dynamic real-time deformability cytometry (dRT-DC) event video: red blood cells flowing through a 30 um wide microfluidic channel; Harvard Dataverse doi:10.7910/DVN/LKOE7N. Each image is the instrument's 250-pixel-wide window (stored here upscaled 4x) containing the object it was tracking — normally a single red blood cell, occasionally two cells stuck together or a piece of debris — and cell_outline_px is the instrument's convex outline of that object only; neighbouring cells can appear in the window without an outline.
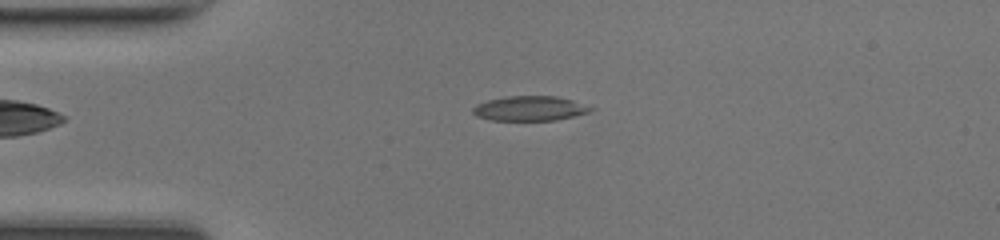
{"species": "common noctule bat (a hibernating species)", "species_latin": "Nyctalus noctula", "temperature_condition": "room temperature", "stored_images_in_passage": 47, "camera_frame_rate_fps": 3000, "um_per_image_px": 0.085, "animal": {"sex": "female", "body_mass_g": 17.0, "forearm_length_mm": 48.0}, "frame": {"image": 1, "passage_image": 11, "time_ms": 3.333, "image_size_px": [1000, 240], "cell_outline_px": [[596, 108], [588, 112], [556, 120], [488, 120], [476, 116], [472, 112], [472, 108], [476, 104], [488, 100], [504, 96], [556, 96], [572, 100]], "centroid_in_image_um": [44.99, 9.21], "position_along_channel_um": 40.0, "area_um2": 16.99}}
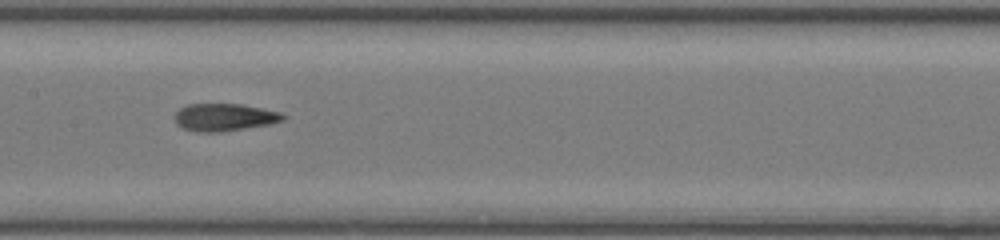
{"frame": {"image": 2, "passage_image": 23, "time_ms": 7.333, "image_size_px": [1000, 240], "cell_outline_px": [[288, 116], [284, 120], [268, 124], [220, 132], [196, 132], [184, 128], [176, 124], [176, 112], [180, 108], [188, 104], [240, 104], [280, 112]], "centroid_in_image_um": [19.07, 9.96], "position_along_channel_um": 188.3, "area_um2": 17.17}}
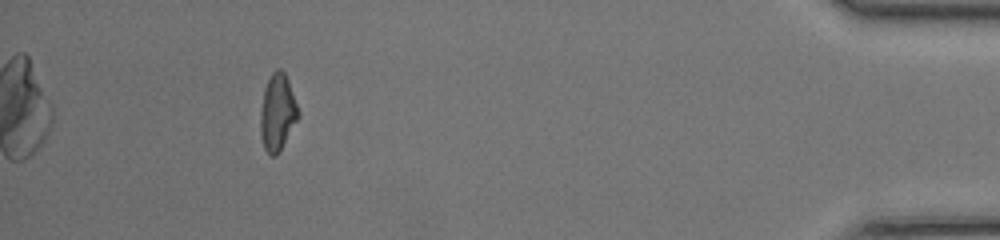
{"frame": {"image": 3, "passage_image": 43, "time_ms": 14.0, "image_size_px": [1000, 240], "cell_outline_px": [[300, 116], [276, 156], [272, 156], [264, 148], [260, 132], [260, 112], [264, 88], [272, 72], [276, 68], [280, 68], [284, 72], [288, 80], [300, 112]], "centroid_in_image_um": [23.59, 9.53], "position_along_channel_um": 411.6, "area_um2": 16.88}, "authors_computed_cell_mechanics": {"area_um2": 16.9932, "velocity_mm_per_s": 4.3575, "shape_relaxation_time_tau1_ms": 8.0751, "shape_relaxation_time_tau2_ms": 2.6438, "deformation_change_tau1": 0.2362, "deformation_change_tau2": 0.0929}}